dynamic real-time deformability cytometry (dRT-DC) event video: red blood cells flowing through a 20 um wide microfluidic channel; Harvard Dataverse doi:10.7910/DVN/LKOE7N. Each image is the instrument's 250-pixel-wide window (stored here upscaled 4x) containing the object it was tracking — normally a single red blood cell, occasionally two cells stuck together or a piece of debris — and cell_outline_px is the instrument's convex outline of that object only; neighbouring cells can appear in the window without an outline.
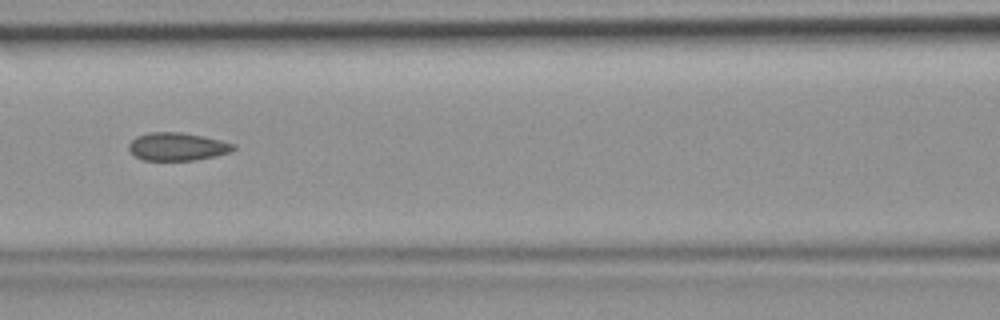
{"species": "common noctule bat (a hibernating species)", "species_latin": "Nyctalus noctula", "temperature_condition": "room temperature", "stored_images_in_passage": 46, "camera_frame_rate_fps": 3000, "um_per_image_px": 0.085, "animal": {"sex": "female", "body_mass_g": 19.9}, "frame": {"image": 1, "passage_image": 20, "time_ms": 6.333, "image_size_px": [1000, 320], "cell_outline_px": [[236, 148], [228, 152], [216, 156], [196, 160], [144, 160], [136, 156], [128, 148], [128, 144], [136, 136], [148, 132], [180, 132], [220, 140], [236, 144]], "centroid_in_image_um": [15.06, 12.46], "position_along_channel_um": 151.5, "area_um2": 16.94}}
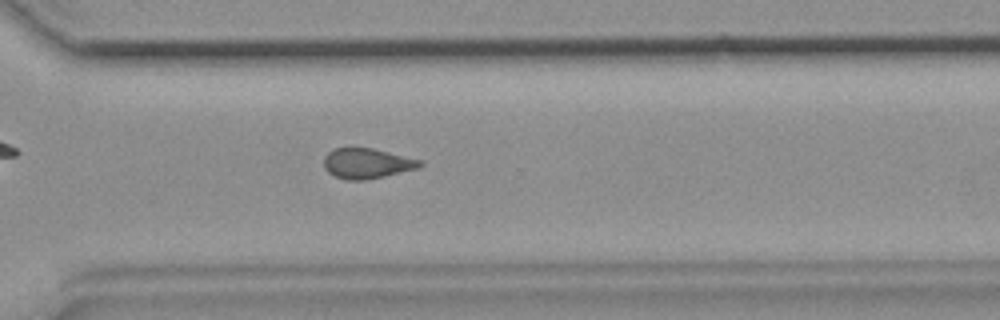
{"frame": {"image": 2, "passage_image": 33, "time_ms": 10.667, "image_size_px": [1000, 320], "cell_outline_px": [[424, 164], [420, 168], [384, 176], [364, 180], [348, 180], [336, 176], [328, 172], [324, 168], [324, 156], [328, 152], [336, 148], [372, 148], [424, 160]], "centroid_in_image_um": [31.24, 13.88], "position_along_channel_um": 339.4, "area_um2": 16.99}}
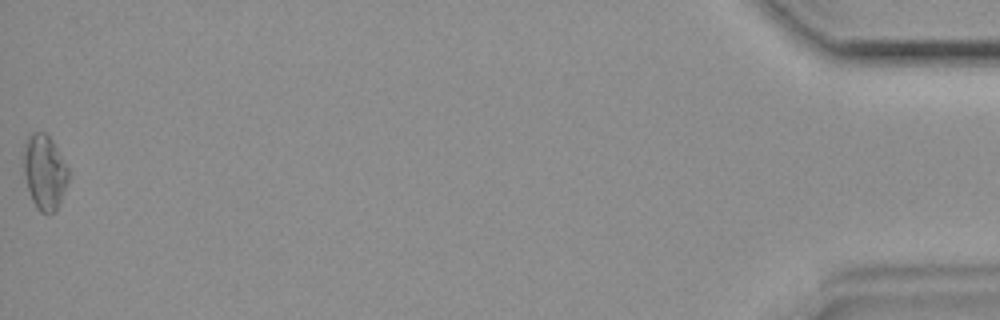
{"frame": {"image": 3, "passage_image": 46, "time_ms": 15.0, "image_size_px": [1000, 320], "cell_outline_px": [[68, 180], [60, 200], [56, 208], [52, 212], [40, 212], [36, 208], [32, 200], [28, 188], [24, 172], [24, 144], [28, 136], [32, 132], [44, 132], [52, 140], [68, 168]], "centroid_in_image_um": [3.77, 14.59], "position_along_channel_um": 431.4, "area_um2": 19.07}}